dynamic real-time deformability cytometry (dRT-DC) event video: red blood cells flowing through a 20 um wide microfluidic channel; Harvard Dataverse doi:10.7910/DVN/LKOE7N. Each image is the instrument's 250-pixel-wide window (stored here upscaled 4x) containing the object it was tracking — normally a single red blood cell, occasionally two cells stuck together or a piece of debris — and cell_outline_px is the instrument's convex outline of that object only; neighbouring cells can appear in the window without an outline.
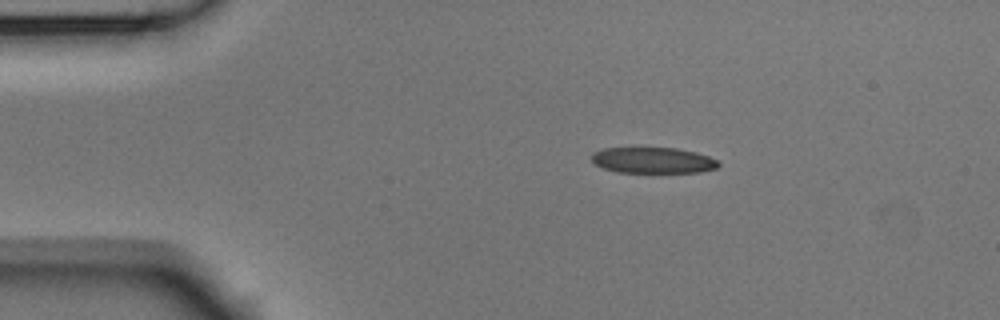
{"species": "Egyptian fruit bat (a non-hibernating species)", "species_latin": "Rousettus aegyptiacus", "temperature_condition": "room temperature", "stored_images_in_passage": 5, "camera_frame_rate_fps": 3000, "um_per_image_px": 0.085, "animal": {"sex": "male"}, "frame": {"image": 1, "passage_image": 2, "time_ms": 0.333, "image_size_px": [1000, 320], "cell_outline_px": [[720, 164], [716, 168], [700, 172], [616, 172], [604, 168], [596, 164], [592, 160], [592, 152], [604, 148], [632, 144], [636, 144], [676, 148], [696, 152], [708, 156], [716, 160]], "centroid_in_image_um": [55.43, 13.56], "position_along_channel_um": 29.6, "area_um2": 20.11}}
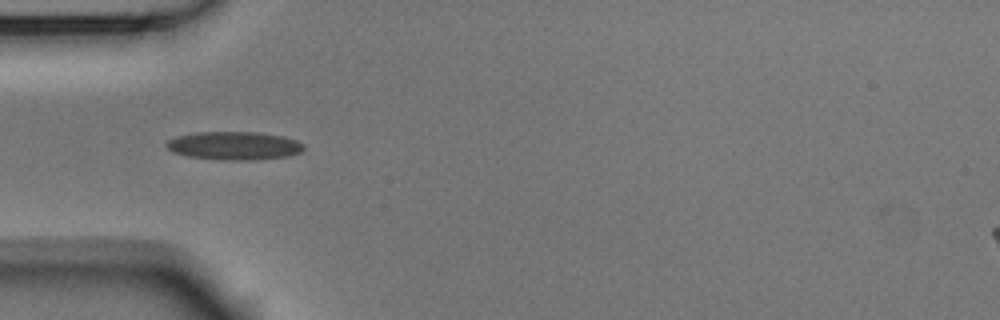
{"frame": {"image": 2, "passage_image": 4, "time_ms": 1.0, "image_size_px": [1000, 320], "cell_outline_px": [[304, 148], [300, 152], [288, 156], [248, 160], [232, 160], [188, 156], [172, 152], [164, 144], [168, 140], [176, 136], [196, 132], [256, 132], [284, 136], [296, 140], [304, 144]], "centroid_in_image_um": [19.89, 12.37], "position_along_channel_um": 65.1, "area_um2": 22.48}}
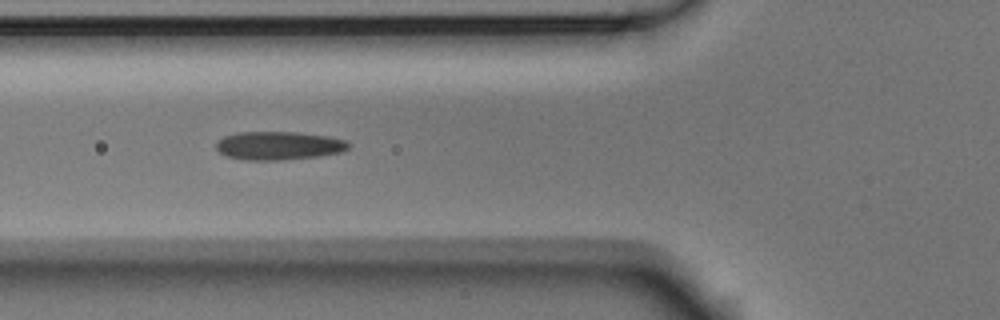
{"frame": {"image": 3, "passage_image": 5, "time_ms": 1.333, "image_size_px": [1000, 320], "cell_outline_px": [[348, 148], [340, 152], [320, 156], [280, 160], [248, 160], [228, 156], [220, 152], [216, 148], [216, 140], [224, 136], [236, 132], [296, 132], [328, 136], [344, 140], [348, 144]], "centroid_in_image_um": [23.65, 12.37], "position_along_channel_um": 102.2, "area_um2": 21.79}}